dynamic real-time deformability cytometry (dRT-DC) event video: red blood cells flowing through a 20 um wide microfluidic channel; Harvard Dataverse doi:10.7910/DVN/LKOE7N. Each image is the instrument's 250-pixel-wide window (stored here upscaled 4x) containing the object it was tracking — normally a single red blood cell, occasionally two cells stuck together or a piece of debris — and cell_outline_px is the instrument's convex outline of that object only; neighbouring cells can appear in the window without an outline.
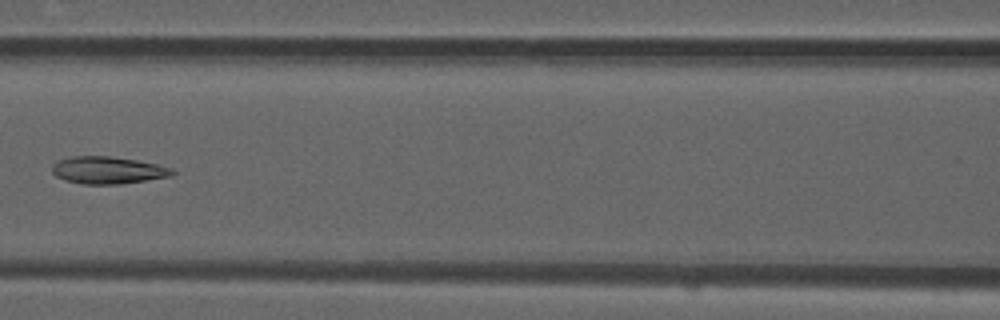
{"species": "common noctule bat (a hibernating species)", "species_latin": "Nyctalus noctula", "temperature_condition": "room temperature", "stored_images_in_passage": 3, "camera_frame_rate_fps": 3000, "um_per_image_px": 0.085, "animal": {"sex": "male", "forearm_length_mm": 52.5}, "frame": {"image": 1, "passage_image": 3, "time_ms": 0.667, "image_size_px": [1000, 320], "cell_outline_px": [[176, 172], [172, 176], [120, 184], [80, 184], [64, 180], [56, 176], [52, 172], [52, 164], [56, 160], [72, 156], [112, 156], [136, 160], [156, 164], [172, 168]], "centroid_in_image_um": [9.14, 14.46], "position_along_channel_um": 157.5, "area_um2": 19.25}}